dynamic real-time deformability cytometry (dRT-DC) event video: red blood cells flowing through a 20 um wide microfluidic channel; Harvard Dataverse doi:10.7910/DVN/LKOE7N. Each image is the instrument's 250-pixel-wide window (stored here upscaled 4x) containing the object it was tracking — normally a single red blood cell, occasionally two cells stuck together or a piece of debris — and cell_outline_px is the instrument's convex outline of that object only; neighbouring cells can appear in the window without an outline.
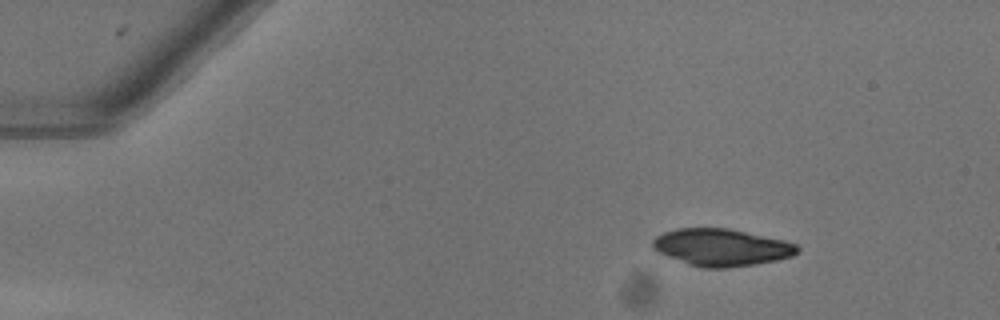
{"species": "common noctule bat (a hibernating species)", "species_latin": "Nyctalus noctula", "temperature_condition": "warm", "stored_images_in_passage": 45, "camera_frame_rate_fps": 3000, "um_per_image_px": 0.085, "animal": {"sex": "female"}, "frame": {"image": 1, "passage_image": 1, "time_ms": 0.0, "image_size_px": [1000, 320], "cell_outline_px": [[800, 252], [792, 256], [776, 260], [756, 264], [728, 268], [704, 268], [688, 264], [656, 252], [652, 248], [652, 240], [656, 236], [664, 232], [676, 228], [728, 228], [784, 240], [796, 244], [800, 248]], "centroid_in_image_um": [61.31, 21.03], "position_along_channel_um": 23.7, "area_um2": 31.5}}